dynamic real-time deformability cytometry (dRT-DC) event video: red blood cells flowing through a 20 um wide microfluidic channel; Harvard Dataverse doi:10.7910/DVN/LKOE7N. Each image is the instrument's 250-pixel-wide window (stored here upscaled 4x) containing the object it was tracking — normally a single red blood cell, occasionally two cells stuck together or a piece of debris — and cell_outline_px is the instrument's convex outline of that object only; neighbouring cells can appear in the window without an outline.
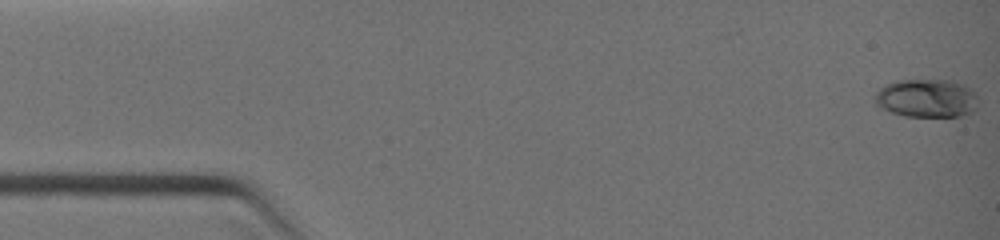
{"species": "common noctule bat (a hibernating species)", "species_latin": "Nyctalus noctula", "temperature_condition": "warm", "stored_images_in_passage": 14, "camera_frame_rate_fps": 3000, "um_per_image_px": 0.085, "animal": {"sex": "female", "body_mass_g": 19.0, "forearm_length_mm": 51.5}, "frame": {"image": 1, "passage_image": 1, "time_ms": 0.0, "image_size_px": [1000, 240], "cell_outline_px": [[976, 108], [972, 112], [960, 116], [908, 116], [892, 112], [880, 108], [876, 104], [876, 92], [880, 88], [896, 80], [952, 80], [964, 84], [972, 88], [976, 96]], "centroid_in_image_um": [78.79, 8.34], "position_along_channel_um": 6.2, "area_um2": 23.0}}
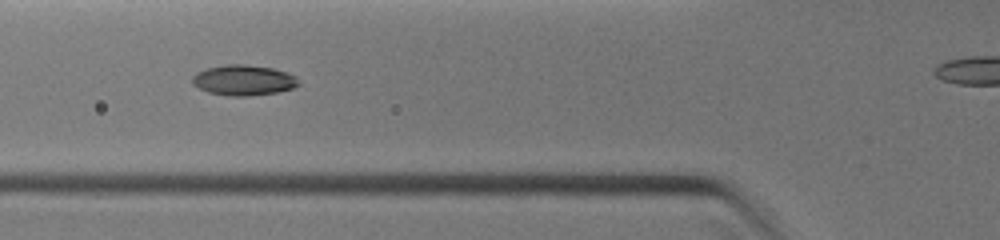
{"frame": {"image": 2, "passage_image": 13, "time_ms": 4.333, "image_size_px": [1000, 240], "cell_outline_px": [[300, 84], [292, 88], [276, 92], [248, 96], [232, 96], [208, 92], [192, 84], [192, 76], [196, 72], [208, 68], [228, 64], [244, 64], [272, 68], [288, 72], [296, 76]], "centroid_in_image_um": [20.71, 6.81], "position_along_channel_um": 105.1, "area_um2": 18.79}}